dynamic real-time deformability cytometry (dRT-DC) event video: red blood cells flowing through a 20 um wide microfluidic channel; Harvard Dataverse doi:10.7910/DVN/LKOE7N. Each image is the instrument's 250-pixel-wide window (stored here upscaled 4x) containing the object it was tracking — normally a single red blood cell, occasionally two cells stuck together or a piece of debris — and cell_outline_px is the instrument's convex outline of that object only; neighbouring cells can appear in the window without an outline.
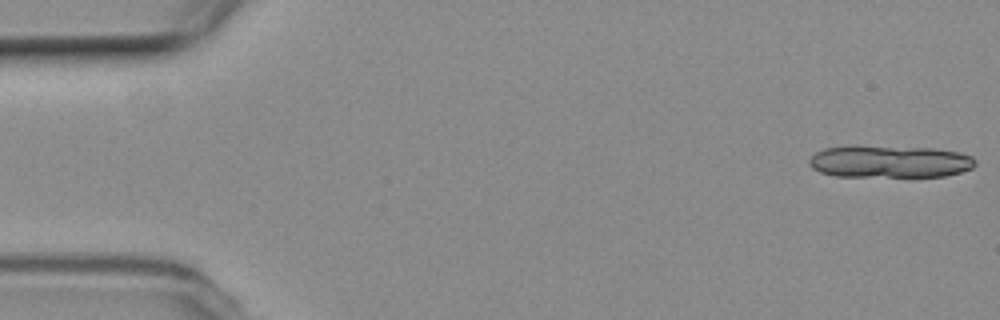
{"species": "common noctule bat (a hibernating species)", "species_latin": "Nyctalus noctula", "temperature_condition": "room temperature", "stored_images_in_passage": 12, "camera_frame_rate_fps": 3000, "um_per_image_px": 0.085, "animal": {"sex": "female", "body_mass_g": 19.3, "forearm_length_mm": 54.1}, "frame": {"image": 1, "passage_image": 1, "time_ms": 0.0, "image_size_px": [1000, 320], "cell_outline_px": [[976, 164], [972, 168], [960, 172], [944, 176], [836, 176], [820, 172], [812, 168], [808, 164], [808, 160], [816, 152], [824, 148], [848, 144], [856, 144], [932, 148], [960, 152], [972, 156], [976, 160]], "centroid_in_image_um": [75.58, 13.7], "position_along_channel_um": 9.4, "area_um2": 31.96}}